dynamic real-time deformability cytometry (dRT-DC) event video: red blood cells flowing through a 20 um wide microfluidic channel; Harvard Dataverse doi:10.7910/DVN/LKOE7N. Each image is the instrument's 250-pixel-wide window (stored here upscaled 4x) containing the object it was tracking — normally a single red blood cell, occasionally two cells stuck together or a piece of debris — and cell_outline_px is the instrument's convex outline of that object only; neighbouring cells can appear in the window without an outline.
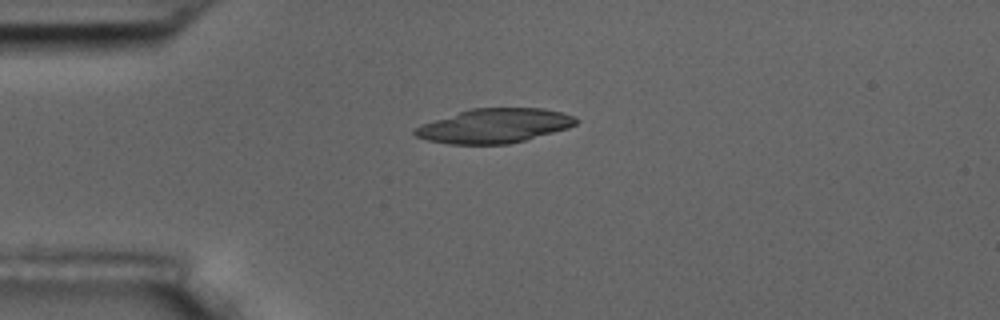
{"species": "common noctule bat (a hibernating species)", "species_latin": "Nyctalus noctula", "temperature_condition": "room temperature", "stored_images_in_passage": 7, "camera_frame_rate_fps": 3000, "um_per_image_px": 0.085, "animal": {"sex": "male", "body_mass_g": 17.5, "forearm_length_mm": 52.3}, "frame": {"image": 1, "passage_image": 4, "time_ms": 3.667, "image_size_px": [1000, 320], "cell_outline_px": [[580, 120], [576, 124], [568, 128], [524, 140], [508, 144], [448, 144], [428, 140], [416, 136], [412, 132], [416, 128], [424, 124], [472, 108], [544, 108], [576, 116]], "centroid_in_image_um": [42.08, 10.69], "position_along_channel_um": 42.9, "area_um2": 31.85}}